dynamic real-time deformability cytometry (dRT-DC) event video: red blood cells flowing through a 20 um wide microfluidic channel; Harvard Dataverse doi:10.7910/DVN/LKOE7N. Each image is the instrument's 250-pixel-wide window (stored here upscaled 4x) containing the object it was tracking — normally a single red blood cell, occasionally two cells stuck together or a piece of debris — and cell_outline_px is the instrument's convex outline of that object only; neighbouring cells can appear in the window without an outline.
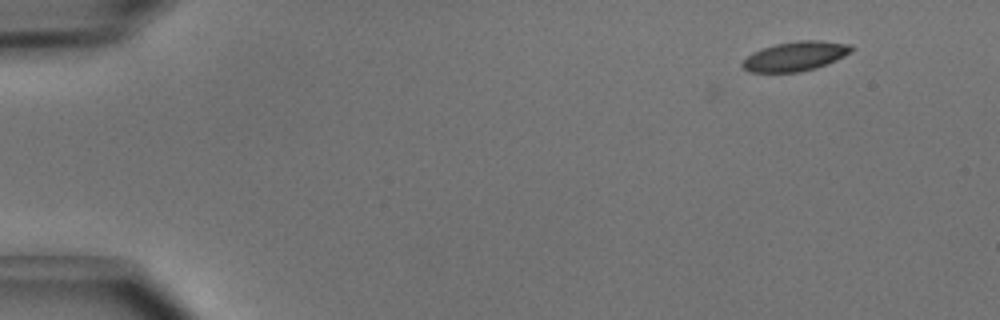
{"species": "common noctule bat (a hibernating species)", "species_latin": "Nyctalus noctula", "temperature_condition": "cold", "stored_images_in_passage": 4, "camera_frame_rate_fps": 3000, "um_per_image_px": 0.085, "animal": {"sex": "male", "body_mass_g": 15.6}, "frame": {"image": 1, "passage_image": 2, "time_ms": 0.333, "image_size_px": [1000, 320], "cell_outline_px": [[852, 52], [836, 60], [816, 68], [800, 72], [748, 72], [740, 64], [752, 52], [776, 44], [800, 40], [816, 40], [848, 44], [852, 48]], "centroid_in_image_um": [67.59, 4.79], "position_along_channel_um": 17.4, "area_um2": 18.5}}